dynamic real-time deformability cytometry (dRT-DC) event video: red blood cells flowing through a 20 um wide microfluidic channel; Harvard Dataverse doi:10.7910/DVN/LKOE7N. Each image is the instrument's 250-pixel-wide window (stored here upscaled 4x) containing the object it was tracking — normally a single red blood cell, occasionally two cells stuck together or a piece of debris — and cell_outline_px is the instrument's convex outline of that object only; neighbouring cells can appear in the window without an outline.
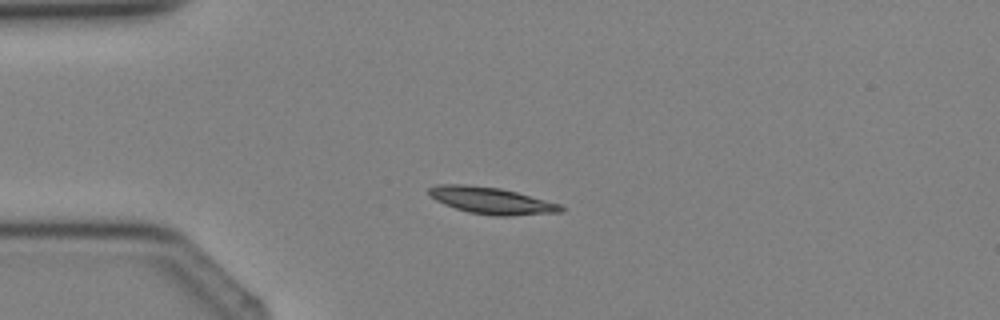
{"species": "Egyptian fruit bat (a non-hibernating species)", "species_latin": "Rousettus aegyptiacus", "temperature_condition": "cold", "stored_images_in_passage": 3, "camera_frame_rate_fps": 3000, "um_per_image_px": 0.085, "animal": {"sex": "female"}, "frame": {"image": 1, "passage_image": 3, "time_ms": 2.333, "image_size_px": [1000, 320], "cell_outline_px": [[564, 212], [508, 216], [496, 216], [468, 212], [444, 204], [436, 200], [428, 192], [428, 188], [436, 184], [464, 184], [500, 188], [516, 192], [560, 204], [564, 208]], "centroid_in_image_um": [41.77, 17.05], "position_along_channel_um": 43.2, "area_um2": 20.46}}